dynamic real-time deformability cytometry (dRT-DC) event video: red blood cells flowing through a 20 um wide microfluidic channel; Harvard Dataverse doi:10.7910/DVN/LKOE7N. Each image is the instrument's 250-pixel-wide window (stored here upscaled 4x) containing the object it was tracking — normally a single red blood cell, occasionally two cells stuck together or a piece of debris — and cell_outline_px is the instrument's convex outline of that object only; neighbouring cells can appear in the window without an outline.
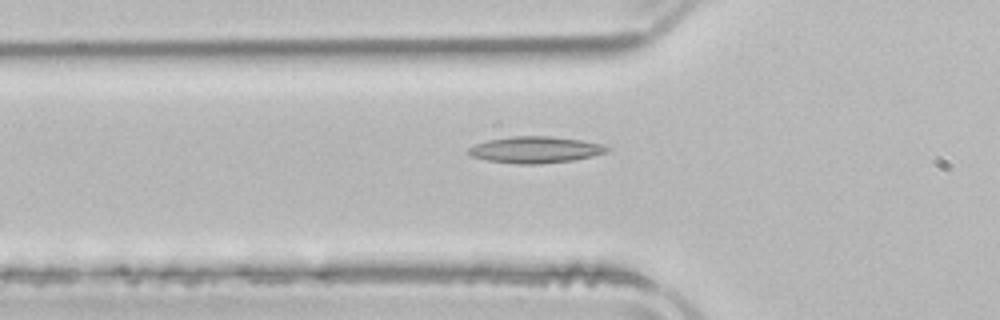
{"species": "common noctule bat (a hibernating species)", "species_latin": "Nyctalus noctula", "temperature_condition": "room temperature", "stored_images_in_passage": 38, "camera_frame_rate_fps": 3000, "um_per_image_px": 0.085, "animal": {"sex": "male", "body_mass_g": 21.5, "forearm_length_mm": 52.0}, "frame": {"image": 1, "passage_image": 6, "time_ms": 1.667, "image_size_px": [1000, 320], "cell_outline_px": [[612, 148], [608, 152], [592, 156], [572, 160], [536, 164], [520, 164], [488, 160], [472, 156], [468, 152], [468, 148], [476, 144], [488, 140], [512, 136], [548, 136], [580, 140], [600, 144]], "centroid_in_image_um": [45.52, 12.72], "position_along_channel_um": 80.3, "area_um2": 21.1}}
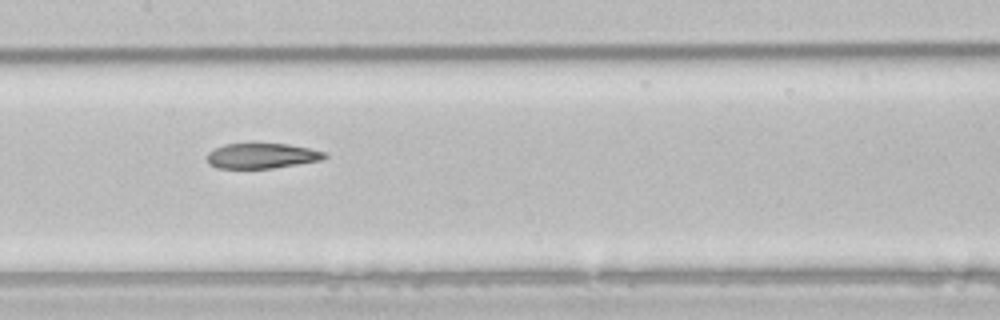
{"frame": {"image": 2, "passage_image": 14, "time_ms": 4.333, "image_size_px": [1000, 320], "cell_outline_px": [[328, 156], [320, 160], [272, 168], [216, 168], [208, 160], [208, 152], [224, 144], [252, 140], [288, 144], [328, 152]], "centroid_in_image_um": [22.26, 13.18], "position_along_channel_um": 185.1, "area_um2": 17.92}}
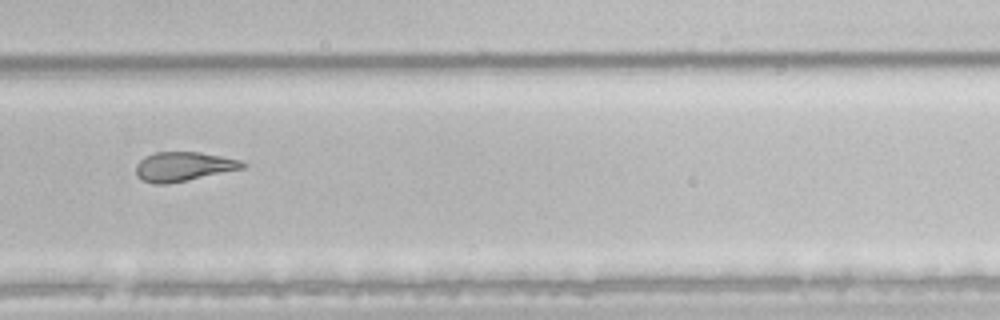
{"frame": {"image": 3, "passage_image": 24, "time_ms": 7.667, "image_size_px": [1000, 320], "cell_outline_px": [[248, 164], [244, 168], [168, 184], [156, 184], [144, 180], [136, 176], [136, 164], [144, 156], [156, 152], [200, 152], [240, 160]], "centroid_in_image_um": [15.58, 14.15], "position_along_channel_um": 314.2, "area_um2": 18.09}, "authors_computed_cell_mechanics": {"area_um2": 19.0451, "velocity_mm_per_s": 3.8936, "shape_relaxation_time_tau1_ms": null, "shape_relaxation_time_tau2_ms": 3.9969, "deformation_change_tau1": null, "deformation_change_tau2": 0.1273}}